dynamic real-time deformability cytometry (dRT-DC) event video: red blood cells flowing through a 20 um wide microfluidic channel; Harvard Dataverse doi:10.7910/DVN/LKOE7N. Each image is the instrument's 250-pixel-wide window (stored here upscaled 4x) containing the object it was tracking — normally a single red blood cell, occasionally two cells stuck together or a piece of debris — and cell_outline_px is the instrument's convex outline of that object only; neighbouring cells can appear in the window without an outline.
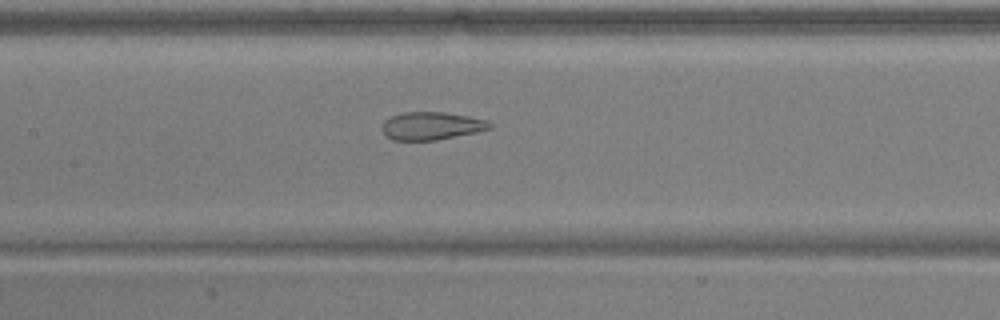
{"species": "common noctule bat (a hibernating species)", "species_latin": "Nyctalus noctula", "temperature_condition": "warm", "stored_images_in_passage": 34, "camera_frame_rate_fps": 3000, "um_per_image_px": 0.085, "animal": {"sex": "male", "body_mass_g": 17.9, "forearm_length_mm": 54.2}, "frame": {"image": 1, "passage_image": 16, "time_ms": 5.0, "image_size_px": [1000, 320], "cell_outline_px": [[492, 128], [476, 132], [436, 140], [392, 140], [384, 136], [380, 128], [384, 120], [392, 116], [404, 112], [444, 112], [468, 116], [484, 120], [492, 124]], "centroid_in_image_um": [36.61, 10.7], "position_along_channel_um": 170.8, "area_um2": 17.51}}
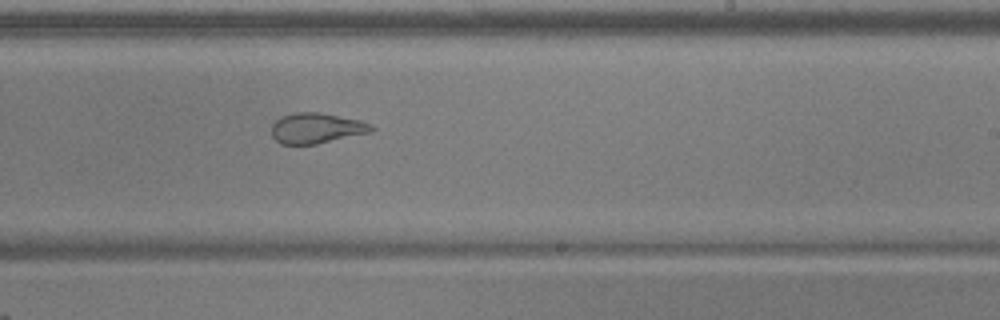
{"frame": {"image": 2, "passage_image": 23, "time_ms": 7.333, "image_size_px": [1000, 320], "cell_outline_px": [[376, 128], [372, 132], [316, 144], [280, 144], [272, 136], [272, 124], [280, 116], [292, 112], [316, 112], [360, 120], [372, 124]], "centroid_in_image_um": [26.9, 10.89], "position_along_channel_um": 262.1, "area_um2": 17.8}}
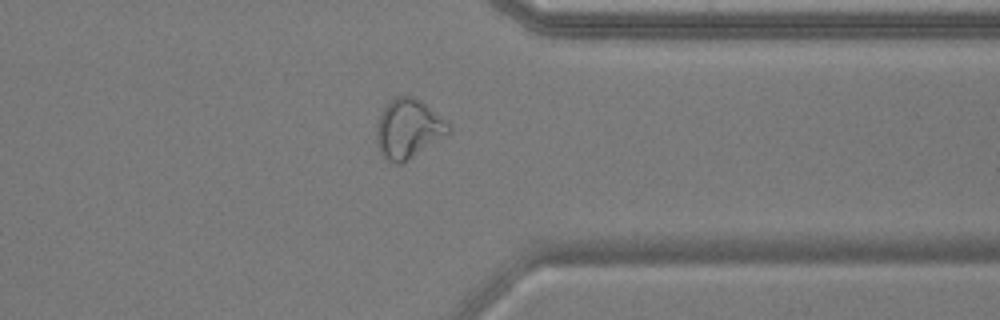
{"frame": {"image": 3, "passage_image": 32, "time_ms": 10.333, "image_size_px": [1000, 320], "cell_outline_px": [[452, 132], [400, 164], [396, 164], [388, 160], [380, 152], [376, 140], [376, 124], [384, 108], [396, 96], [412, 96], [420, 100], [452, 124]], "centroid_in_image_um": [34.74, 10.94], "position_along_channel_um": 376.7, "area_um2": 24.74}}